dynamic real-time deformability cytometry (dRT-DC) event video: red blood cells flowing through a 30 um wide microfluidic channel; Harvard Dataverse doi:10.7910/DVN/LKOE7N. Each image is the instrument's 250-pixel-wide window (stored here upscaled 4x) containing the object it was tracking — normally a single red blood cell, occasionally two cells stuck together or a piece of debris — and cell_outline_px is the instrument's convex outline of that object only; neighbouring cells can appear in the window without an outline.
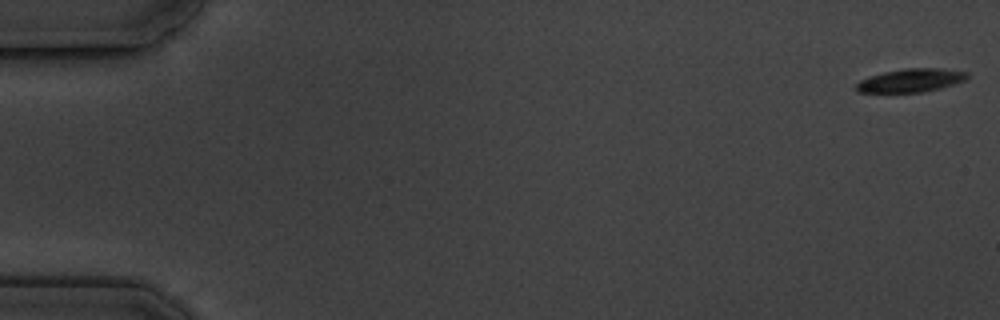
{"species": "common noctule bat (a hibernating species)", "species_latin": "Nyctalus noctula", "temperature_condition": "cold", "stored_images_in_passage": 10, "camera_frame_rate_fps": 3000, "um_per_image_px": 0.085, "animal": {"sex": "male", "body_mass_g": 19.5, "forearm_length_mm": 54.6}, "frame": {"image": 1, "passage_image": 1, "time_ms": 0.0, "image_size_px": [1000, 320], "cell_outline_px": [[968, 80], [956, 84], [924, 92], [860, 92], [856, 88], [856, 84], [860, 80], [868, 76], [884, 72], [904, 68], [940, 68], [968, 72]], "centroid_in_image_um": [77.47, 6.82], "position_along_channel_um": 7.5, "area_um2": 15.2}}
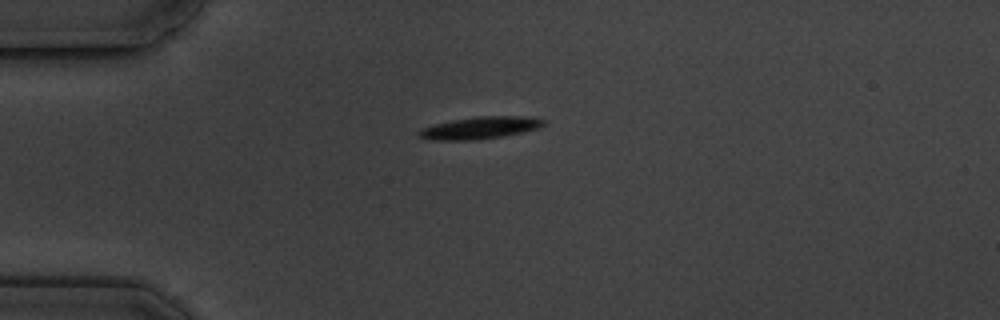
{"frame": {"image": 2, "passage_image": 5, "time_ms": 4.667, "image_size_px": [1000, 320], "cell_outline_px": [[544, 124], [540, 128], [504, 136], [476, 140], [432, 140], [420, 136], [416, 132], [420, 128], [452, 120], [476, 116], [524, 116], [544, 120]], "centroid_in_image_um": [40.79, 10.87], "position_along_channel_um": 44.2, "area_um2": 16.07}}
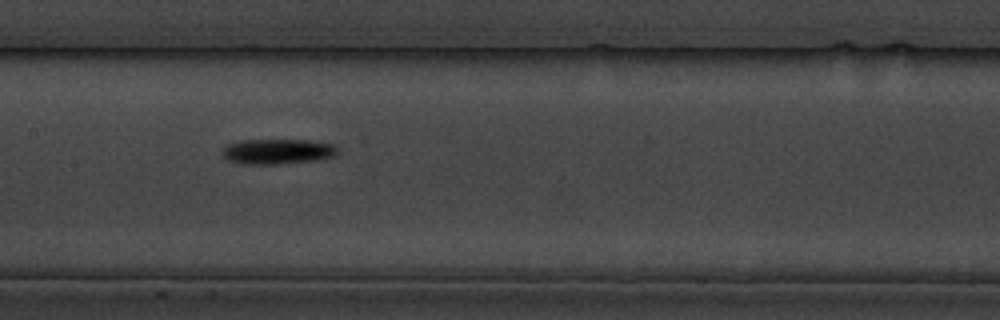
{"frame": {"image": 3, "passage_image": 9, "time_ms": 9.333, "image_size_px": [1000, 320], "cell_outline_px": [[336, 152], [332, 156], [316, 160], [276, 164], [244, 164], [228, 160], [224, 156], [224, 148], [228, 144], [240, 140], [308, 140], [332, 144], [336, 148]], "centroid_in_image_um": [23.56, 12.87], "position_along_channel_um": 183.8, "area_um2": 16.59}}